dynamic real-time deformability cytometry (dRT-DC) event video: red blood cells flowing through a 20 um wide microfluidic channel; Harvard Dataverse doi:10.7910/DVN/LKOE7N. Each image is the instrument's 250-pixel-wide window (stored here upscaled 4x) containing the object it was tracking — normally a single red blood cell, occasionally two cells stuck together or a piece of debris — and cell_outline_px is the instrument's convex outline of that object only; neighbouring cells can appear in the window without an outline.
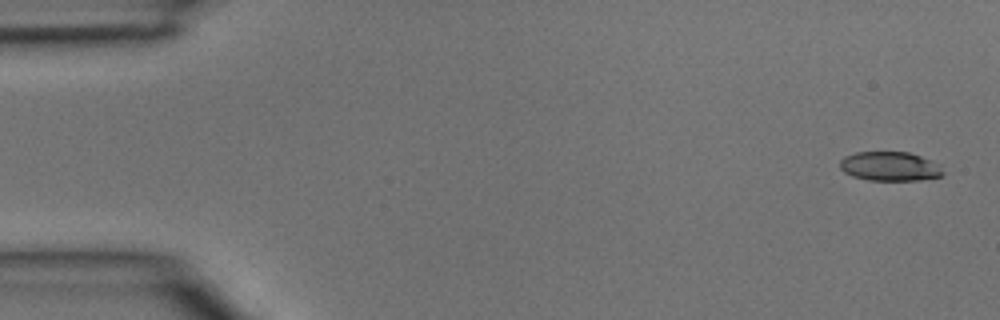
{"species": "common noctule bat (a hibernating species)", "species_latin": "Nyctalus noctula", "temperature_condition": "room temperature", "stored_images_in_passage": 4, "camera_frame_rate_fps": 3000, "um_per_image_px": 0.085, "animal": {"sex": "male", "body_mass_g": 15.6}, "frame": {"image": 1, "passage_image": 1, "time_ms": 0.0, "image_size_px": [1000, 320], "cell_outline_px": [[944, 172], [940, 176], [920, 180], [868, 180], [852, 176], [844, 172], [840, 168], [840, 160], [844, 156], [856, 152], [908, 152], [920, 156], [940, 164]], "centroid_in_image_um": [75.63, 14.14], "position_along_channel_um": 9.4, "area_um2": 17.57}}
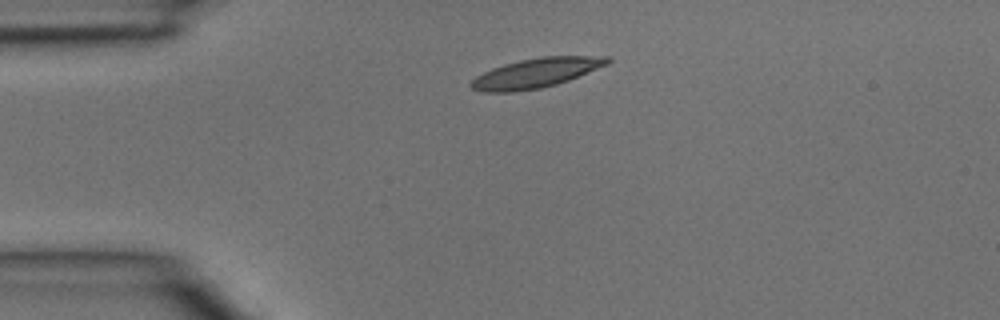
{"frame": {"image": 2, "passage_image": 4, "time_ms": 1.0, "image_size_px": [1000, 320], "cell_outline_px": [[612, 60], [608, 64], [568, 80], [556, 84], [540, 88], [512, 92], [484, 92], [472, 88], [468, 84], [476, 76], [492, 68], [504, 64], [520, 60], [540, 56], [612, 56]], "centroid_in_image_um": [45.57, 6.19], "position_along_channel_um": 39.4, "area_um2": 23.41}}